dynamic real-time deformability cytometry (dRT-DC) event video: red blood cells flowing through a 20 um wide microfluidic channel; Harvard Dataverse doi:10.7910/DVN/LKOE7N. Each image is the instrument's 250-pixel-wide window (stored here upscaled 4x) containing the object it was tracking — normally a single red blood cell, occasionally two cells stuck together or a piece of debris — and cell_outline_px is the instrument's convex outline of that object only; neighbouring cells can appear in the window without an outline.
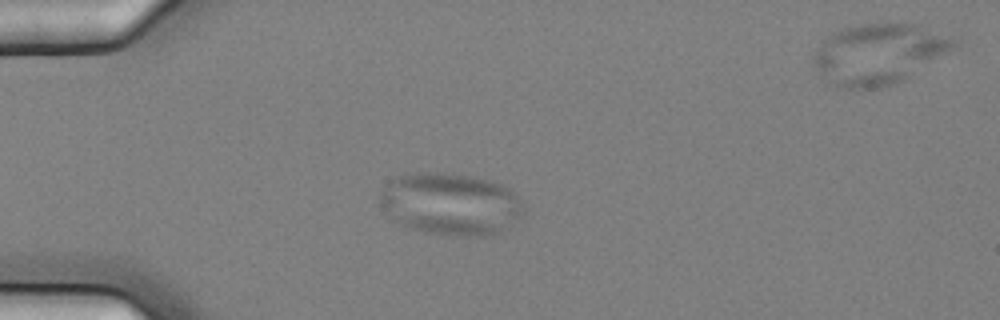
{"species": "common noctule bat (a hibernating species)", "species_latin": "Nyctalus noctula", "temperature_condition": "cold", "stored_images_in_passage": 4, "camera_frame_rate_fps": 3000, "um_per_image_px": 0.085, "animal": {"sex": "female", "body_mass_g": 25.1}, "frame": {"image": 1, "passage_image": 4, "time_ms": 1.0, "image_size_px": [1000, 320], "cell_outline_px": [[524, 216], [500, 232], [484, 236], [468, 236], [424, 232], [400, 224], [392, 220], [380, 204], [380, 192], [392, 180], [400, 176], [416, 172], [436, 172], [468, 176], [488, 180], [500, 184], [508, 188], [516, 196], [524, 208]], "centroid_in_image_um": [38.3, 17.35], "position_along_channel_um": 46.7, "area_um2": 51.67}}